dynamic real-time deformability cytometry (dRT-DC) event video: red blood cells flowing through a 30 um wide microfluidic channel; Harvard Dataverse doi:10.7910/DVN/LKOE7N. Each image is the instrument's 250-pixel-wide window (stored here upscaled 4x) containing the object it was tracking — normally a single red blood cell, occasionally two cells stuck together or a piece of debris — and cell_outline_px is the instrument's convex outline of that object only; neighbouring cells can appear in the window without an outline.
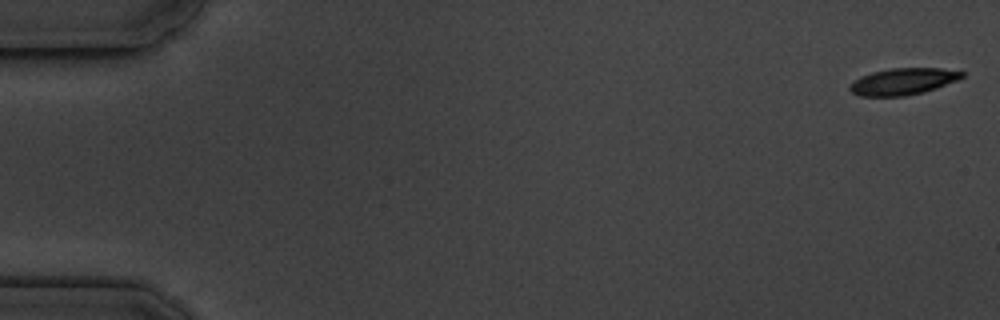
{"species": "common noctule bat (a hibernating species)", "species_latin": "Nyctalus noctula", "temperature_condition": "cold", "stored_images_in_passage": 18, "segment_of_instrument_passage": [1, 2], "camera_frame_rate_fps": 3000, "um_per_image_px": 0.085, "animal": {"sex": "male", "body_mass_g": 19.5, "forearm_length_mm": 54.6}, "frame": {"image": 1, "passage_image": 1, "time_ms": 0.0, "image_size_px": [1000, 320], "cell_outline_px": [[964, 76], [956, 80], [936, 88], [924, 92], [904, 96], [860, 96], [852, 92], [848, 88], [860, 76], [872, 72], [892, 68], [940, 68], [964, 72]], "centroid_in_image_um": [76.75, 6.92], "position_along_channel_um": 8.2, "area_um2": 17.22}}
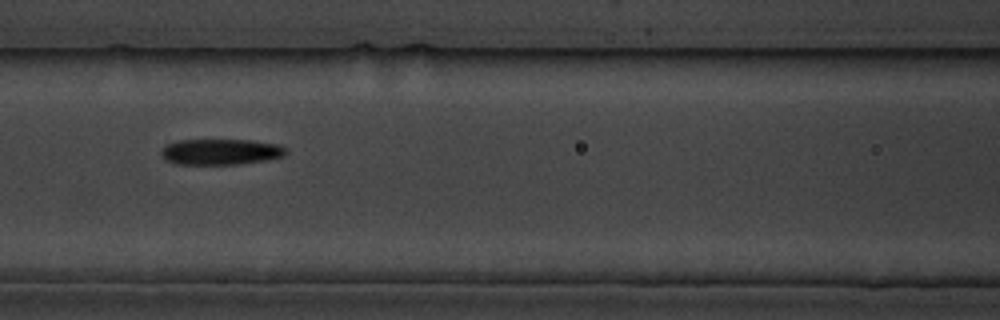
{"frame": {"image": 2, "passage_image": 8, "time_ms": 8.0, "image_size_px": [1000, 320], "cell_outline_px": [[288, 152], [284, 156], [264, 160], [236, 164], [176, 164], [168, 160], [160, 152], [168, 144], [180, 140], [252, 140], [280, 144], [288, 148]], "centroid_in_image_um": [18.84, 12.89], "position_along_channel_um": 147.8, "area_um2": 18.67}}
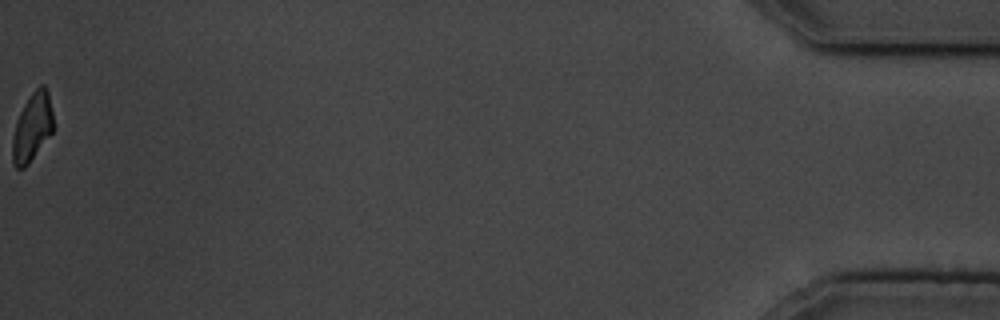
{"frame": {"image": 3, "passage_image": 17, "time_ms": 18.667, "image_size_px": [1000, 320], "cell_outline_px": [[52, 132], [28, 164], [24, 168], [16, 168], [12, 160], [12, 140], [16, 120], [24, 104], [32, 92], [40, 84], [44, 84], [48, 92], [52, 112]], "centroid_in_image_um": [2.72, 10.8], "position_along_channel_um": 432.5, "area_um2": 16.01}}